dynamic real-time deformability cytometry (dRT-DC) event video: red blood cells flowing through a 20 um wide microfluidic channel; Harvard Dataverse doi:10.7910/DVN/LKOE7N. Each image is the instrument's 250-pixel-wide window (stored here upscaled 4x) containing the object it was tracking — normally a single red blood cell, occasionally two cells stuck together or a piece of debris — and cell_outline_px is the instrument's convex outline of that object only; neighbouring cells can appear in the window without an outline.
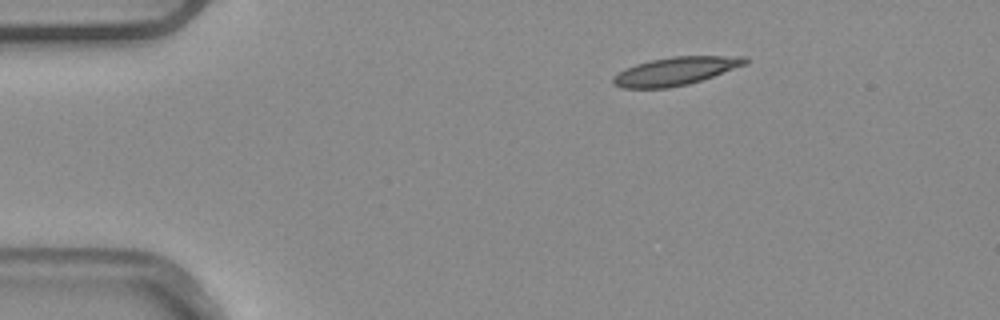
{"species": "common noctule bat (a hibernating species)", "species_latin": "Nyctalus noctula", "temperature_condition": "warm", "stored_images_in_passage": 5, "camera_frame_rate_fps": 3000, "um_per_image_px": 0.085, "animal": {"sex": "male", "body_mass_g": 20.4}, "frame": {"image": 1, "passage_image": 5, "time_ms": 1.333, "image_size_px": [1000, 320], "cell_outline_px": [[748, 64], [688, 84], [668, 88], [624, 88], [612, 84], [612, 76], [636, 64], [652, 60], [672, 56], [748, 56]], "centroid_in_image_um": [57.44, 6.04], "position_along_channel_um": 27.6, "area_um2": 21.5}}